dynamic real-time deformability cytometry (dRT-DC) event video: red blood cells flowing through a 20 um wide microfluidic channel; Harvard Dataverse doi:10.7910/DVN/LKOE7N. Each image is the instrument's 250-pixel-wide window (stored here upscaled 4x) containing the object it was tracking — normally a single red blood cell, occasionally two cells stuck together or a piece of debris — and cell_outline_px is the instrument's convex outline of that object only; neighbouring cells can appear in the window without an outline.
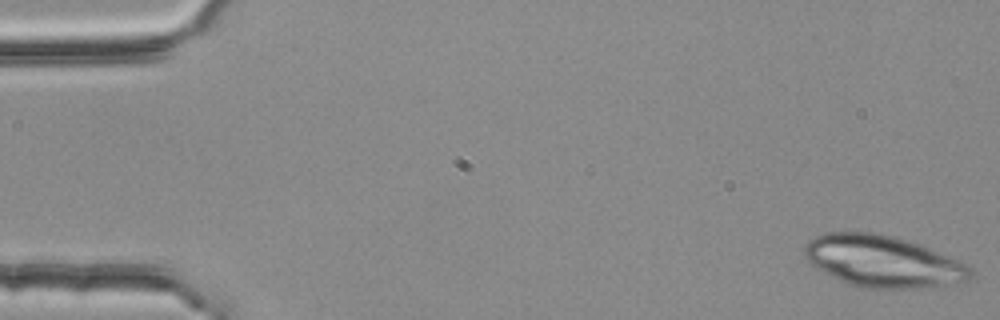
{"species": "common noctule bat (a hibernating species)", "species_latin": "Nyctalus noctula", "temperature_condition": "room temperature", "stored_images_in_passage": 4, "camera_frame_rate_fps": 3000, "um_per_image_px": 0.085, "animal": {"sex": "female", "body_mass_g": 25.1}, "frame": {"image": 1, "passage_image": 1, "time_ms": 0.0, "image_size_px": [1000, 320], "cell_outline_px": [[976, 276], [968, 280], [924, 288], [860, 288], [848, 284], [816, 268], [804, 256], [804, 244], [808, 240], [824, 232], [876, 232], [908, 240], [920, 244], [952, 256], [968, 264], [972, 268]], "centroid_in_image_um": [75.08, 22.21], "position_along_channel_um": 9.9, "area_um2": 50.46}}